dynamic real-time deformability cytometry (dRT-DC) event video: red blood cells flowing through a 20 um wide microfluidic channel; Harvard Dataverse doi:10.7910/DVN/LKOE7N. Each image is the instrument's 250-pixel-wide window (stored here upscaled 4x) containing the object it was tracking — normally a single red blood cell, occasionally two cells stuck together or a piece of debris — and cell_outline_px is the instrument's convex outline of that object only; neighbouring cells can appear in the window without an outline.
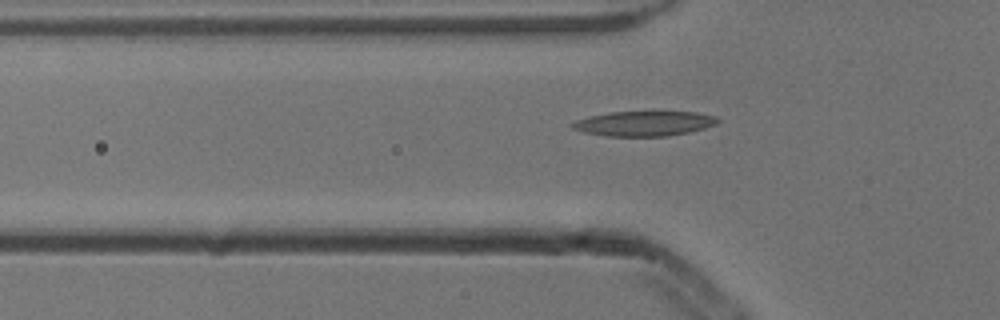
{"species": "common noctule bat (a hibernating species)", "species_latin": "Nyctalus noctula", "temperature_condition": "cold", "stored_images_in_passage": 5, "segment_of_instrument_passage": [2, 2], "camera_frame_rate_fps": 3000, "um_per_image_px": 0.085, "animal": {"sex": "male", "body_mass_g": 13.3}, "frame": {"image": 1, "passage_image": 5, "time_ms": 1.333, "image_size_px": [1000, 320], "cell_outline_px": [[720, 120], [716, 124], [704, 128], [688, 132], [668, 136], [604, 136], [584, 132], [572, 128], [568, 124], [576, 120], [588, 116], [612, 112], [696, 112], [716, 116]], "centroid_in_image_um": [54.72, 10.5], "position_along_channel_um": 71.1, "area_um2": 21.1}}